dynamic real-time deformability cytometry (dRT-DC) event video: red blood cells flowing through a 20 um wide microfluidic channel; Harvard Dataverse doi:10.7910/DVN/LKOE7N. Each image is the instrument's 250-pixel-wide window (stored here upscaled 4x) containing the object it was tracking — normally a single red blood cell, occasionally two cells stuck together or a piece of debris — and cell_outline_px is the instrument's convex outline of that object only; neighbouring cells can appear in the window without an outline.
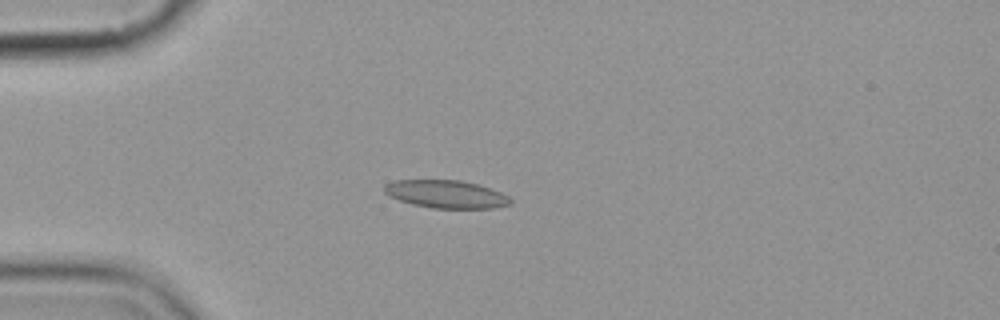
{"species": "common noctule bat (a hibernating species)", "species_latin": "Nyctalus noctula", "temperature_condition": "cold", "stored_images_in_passage": 5, "camera_frame_rate_fps": 3000, "um_per_image_px": 0.085, "animal": {"sex": "female", "body_mass_g": 19.9}, "frame": {"image": 1, "passage_image": 4, "time_ms": 3.333, "image_size_px": [1000, 320], "cell_outline_px": [[512, 204], [492, 208], [432, 208], [412, 204], [388, 196], [384, 192], [384, 184], [396, 180], [460, 180], [476, 184], [500, 192], [508, 196], [512, 200]], "centroid_in_image_um": [37.89, 16.5], "position_along_channel_um": 47.1, "area_um2": 20.4}}